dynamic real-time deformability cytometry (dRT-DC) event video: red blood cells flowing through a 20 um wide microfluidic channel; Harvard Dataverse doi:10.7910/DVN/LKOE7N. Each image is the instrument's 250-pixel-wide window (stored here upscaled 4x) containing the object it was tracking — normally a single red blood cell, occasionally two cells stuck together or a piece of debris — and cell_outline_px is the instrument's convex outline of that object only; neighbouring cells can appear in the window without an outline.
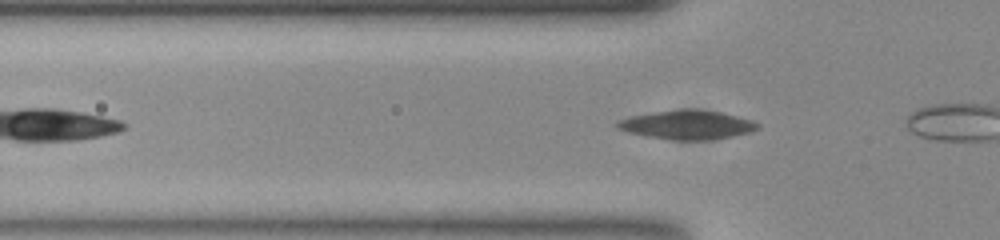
{"species": "common noctule bat (a hibernating species)", "species_latin": "Nyctalus noctula", "temperature_condition": "room temperature", "stored_images_in_passage": 34, "camera_frame_rate_fps": 3000, "um_per_image_px": 0.085, "animal": {"sex": "female", "body_mass_g": 23.0, "forearm_length_mm": 53.4}, "frame": {"image": 1, "passage_image": 8, "time_ms": 2.333, "image_size_px": [1000, 240], "cell_outline_px": [[760, 128], [748, 132], [732, 136], [708, 140], [672, 140], [644, 136], [628, 132], [616, 128], [616, 124], [620, 120], [632, 116], [652, 112], [680, 108], [692, 108], [720, 112], [752, 120], [760, 124]], "centroid_in_image_um": [58.4, 10.6], "position_along_channel_um": 67.4, "area_um2": 23.81}}
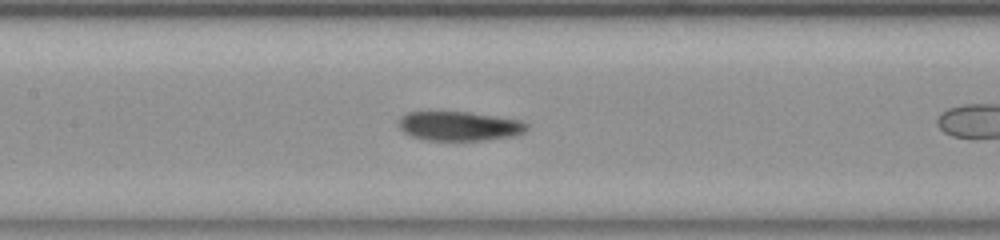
{"frame": {"image": 2, "passage_image": 16, "time_ms": 5.0, "image_size_px": [1000, 240], "cell_outline_px": [[528, 128], [524, 132], [512, 136], [484, 140], [428, 140], [412, 136], [404, 132], [400, 128], [400, 116], [404, 112], [428, 108], [440, 108], [472, 112], [520, 120], [528, 124]], "centroid_in_image_um": [38.95, 10.64], "position_along_channel_um": 168.4, "area_um2": 22.95}}
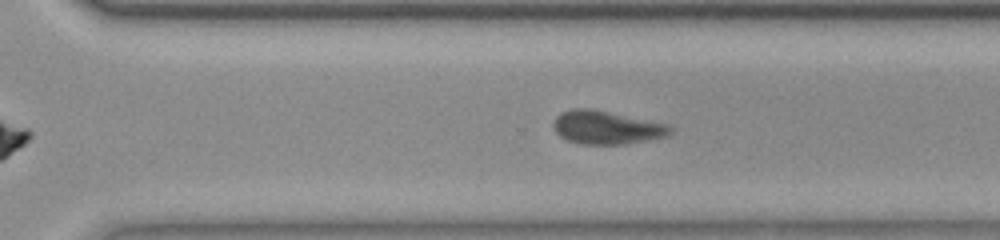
{"frame": {"image": 3, "passage_image": 28, "time_ms": 9.0, "image_size_px": [1000, 240], "cell_outline_px": [[672, 132], [664, 136], [624, 144], [584, 144], [568, 140], [560, 136], [556, 132], [552, 124], [556, 116], [560, 112], [572, 108], [588, 108], [668, 124], [672, 128]], "centroid_in_image_um": [51.5, 10.83], "position_along_channel_um": 319.1, "area_um2": 22.31}}